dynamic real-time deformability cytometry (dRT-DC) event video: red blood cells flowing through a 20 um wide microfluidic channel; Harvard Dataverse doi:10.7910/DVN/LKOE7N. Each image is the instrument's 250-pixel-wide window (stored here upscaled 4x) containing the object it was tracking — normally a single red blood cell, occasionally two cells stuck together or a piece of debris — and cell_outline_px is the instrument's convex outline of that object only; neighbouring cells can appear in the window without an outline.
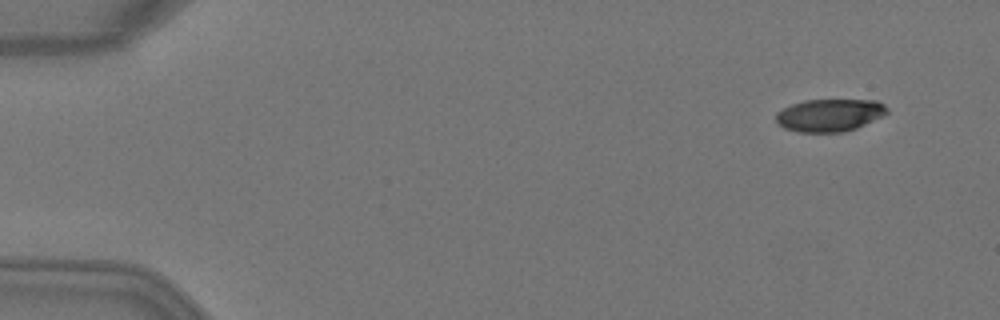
{"species": "Egyptian fruit bat (a non-hibernating species)", "species_latin": "Rousettus aegyptiacus", "temperature_condition": "warm", "stored_images_in_passage": 3, "camera_frame_rate_fps": 3000, "um_per_image_px": 0.085, "animal": {"sex": "female"}, "frame": {"image": 1, "passage_image": 1, "time_ms": 0.0, "image_size_px": [1000, 320], "cell_outline_px": [[888, 112], [856, 128], [844, 132], [796, 132], [784, 128], [776, 124], [776, 112], [792, 104], [804, 100], [876, 100], [884, 104], [888, 108]], "centroid_in_image_um": [70.47, 9.79], "position_along_channel_um": 14.5, "area_um2": 21.04}}